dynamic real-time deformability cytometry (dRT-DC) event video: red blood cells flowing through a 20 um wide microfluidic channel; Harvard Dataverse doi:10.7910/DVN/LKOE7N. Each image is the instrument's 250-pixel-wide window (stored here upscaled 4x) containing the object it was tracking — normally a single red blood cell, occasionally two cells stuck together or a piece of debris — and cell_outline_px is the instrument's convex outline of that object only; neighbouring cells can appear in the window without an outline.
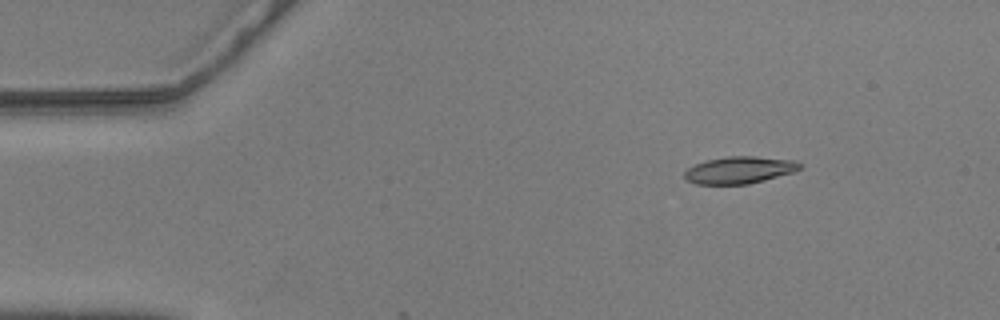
{"species": "common noctule bat (a hibernating species)", "species_latin": "Nyctalus noctula", "temperature_condition": "warm", "stored_images_in_passage": 3, "camera_frame_rate_fps": 3000, "um_per_image_px": 0.085, "animal": {"sex": "male", "body_mass_g": 20.5, "forearm_length_mm": 52.5}, "frame": {"image": 1, "passage_image": 1, "time_ms": 0.0, "image_size_px": [1000, 320], "cell_outline_px": [[804, 164], [800, 168], [792, 172], [764, 180], [748, 184], [696, 184], [684, 180], [684, 172], [688, 168], [696, 164], [708, 160], [728, 156], [756, 156], [796, 160]], "centroid_in_image_um": [62.86, 14.45], "position_along_channel_um": 22.1, "area_um2": 18.21}}